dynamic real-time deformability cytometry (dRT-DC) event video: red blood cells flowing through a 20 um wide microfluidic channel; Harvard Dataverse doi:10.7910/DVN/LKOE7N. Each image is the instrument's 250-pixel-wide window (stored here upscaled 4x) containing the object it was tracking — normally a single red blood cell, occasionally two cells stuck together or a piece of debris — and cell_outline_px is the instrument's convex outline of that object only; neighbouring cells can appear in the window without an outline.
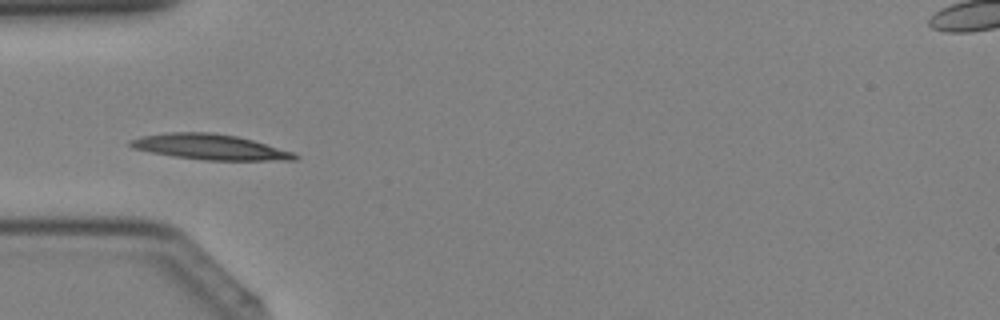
{"species": "Egyptian fruit bat (a non-hibernating species)", "species_latin": "Rousettus aegyptiacus", "temperature_condition": "cold", "stored_images_in_passage": 14, "camera_frame_rate_fps": 3000, "um_per_image_px": 0.085, "animal": {"sex": "female"}, "frame": {"image": 1, "passage_image": 12, "time_ms": 3.667, "image_size_px": [1000, 320], "cell_outline_px": [[300, 156], [296, 160], [204, 160], [172, 156], [132, 148], [128, 144], [128, 140], [140, 136], [168, 132], [212, 132], [236, 136], [252, 140], [292, 152]], "centroid_in_image_um": [17.79, 12.48], "position_along_channel_um": 67.2, "area_um2": 24.28}}